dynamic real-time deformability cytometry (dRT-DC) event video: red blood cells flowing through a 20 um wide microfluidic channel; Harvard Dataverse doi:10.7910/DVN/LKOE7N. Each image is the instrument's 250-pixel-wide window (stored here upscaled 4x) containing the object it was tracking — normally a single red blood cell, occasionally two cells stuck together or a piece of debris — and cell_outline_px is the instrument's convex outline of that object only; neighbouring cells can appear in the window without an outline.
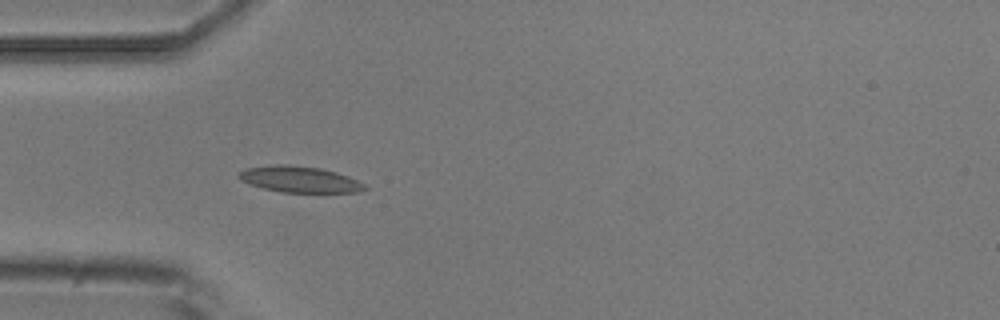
{"species": "common noctule bat (a hibernating species)", "species_latin": "Nyctalus noctula", "temperature_condition": "room temperature", "stored_images_in_passage": 5, "camera_frame_rate_fps": 3000, "um_per_image_px": 0.085, "animal": {"sex": "male", "body_mass_g": 20.5, "forearm_length_mm": 52.5}, "frame": {"image": 1, "passage_image": 4, "time_ms": 3.667, "image_size_px": [1000, 320], "cell_outline_px": [[368, 188], [356, 192], [280, 192], [264, 188], [240, 180], [236, 176], [244, 168], [276, 164], [288, 164], [320, 168], [336, 172], [348, 176], [364, 184]], "centroid_in_image_um": [25.43, 15.23], "position_along_channel_um": 59.6, "area_um2": 19.07}}
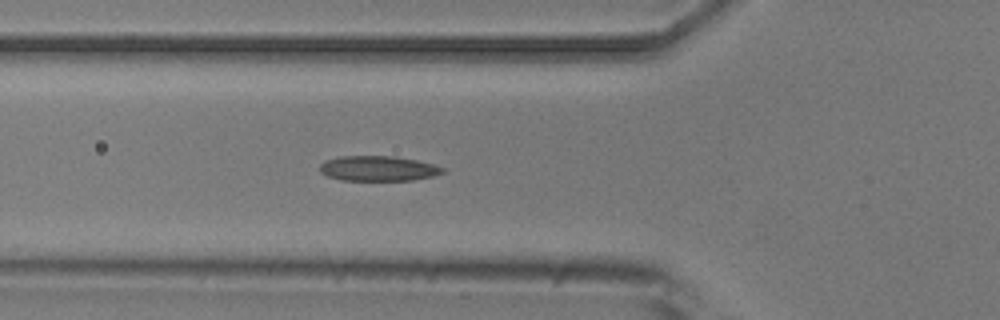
{"frame": {"image": 2, "passage_image": 5, "time_ms": 4.667, "image_size_px": [1000, 320], "cell_outline_px": [[444, 172], [436, 176], [412, 180], [340, 180], [328, 176], [320, 172], [320, 164], [324, 160], [340, 156], [396, 156], [436, 164], [444, 168]], "centroid_in_image_um": [32.16, 14.31], "position_along_channel_um": 93.6, "area_um2": 18.15}}